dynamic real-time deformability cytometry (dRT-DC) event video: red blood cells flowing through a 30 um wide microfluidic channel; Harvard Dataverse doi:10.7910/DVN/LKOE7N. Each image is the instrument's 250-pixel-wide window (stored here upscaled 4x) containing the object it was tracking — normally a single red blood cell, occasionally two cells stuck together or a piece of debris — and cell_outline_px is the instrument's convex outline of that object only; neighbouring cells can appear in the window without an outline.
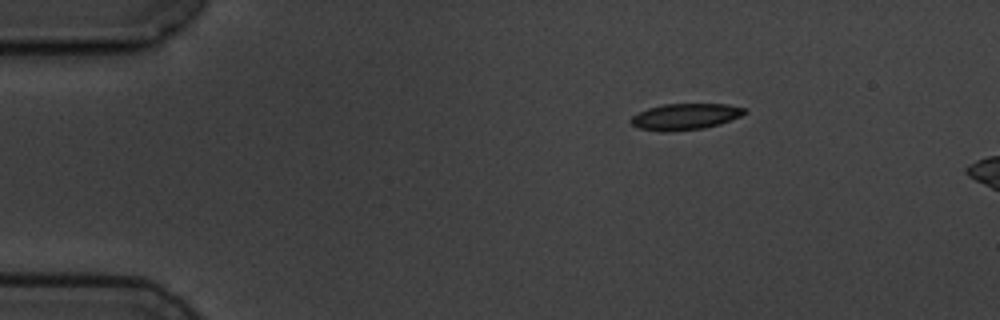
{"species": "common noctule bat (a hibernating species)", "species_latin": "Nyctalus noctula", "temperature_condition": "cold", "stored_images_in_passage": 3, "camera_frame_rate_fps": 3000, "um_per_image_px": 0.085, "animal": {"sex": "male", "body_mass_g": 19.5, "forearm_length_mm": 54.6}, "frame": {"image": 1, "passage_image": 1, "time_ms": 0.0, "image_size_px": [1000, 320], "cell_outline_px": [[748, 112], [740, 116], [720, 124], [704, 128], [668, 132], [660, 132], [640, 128], [632, 124], [632, 116], [648, 108], [664, 104], [728, 104], [744, 108]], "centroid_in_image_um": [58.27, 9.91], "position_along_channel_um": 26.7, "area_um2": 17.28}}